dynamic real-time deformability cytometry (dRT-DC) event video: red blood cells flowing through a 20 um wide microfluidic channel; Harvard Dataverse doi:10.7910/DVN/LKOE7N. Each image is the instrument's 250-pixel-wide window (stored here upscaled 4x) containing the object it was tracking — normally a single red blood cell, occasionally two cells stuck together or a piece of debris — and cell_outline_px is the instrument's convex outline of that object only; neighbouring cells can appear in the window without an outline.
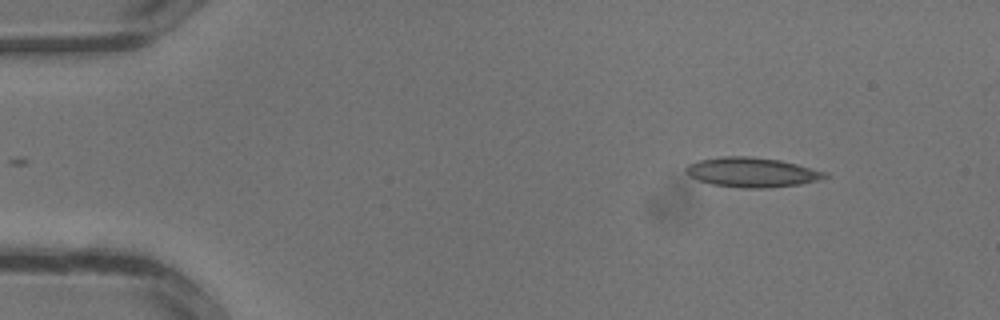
{"species": "common noctule bat (a hibernating species)", "species_latin": "Nyctalus noctula", "temperature_condition": "warm", "stored_images_in_passage": 11, "camera_frame_rate_fps": 3000, "um_per_image_px": 0.085, "animal": {"sex": "male", "body_mass_g": 13.3}, "frame": {"image": 1, "passage_image": 1, "time_ms": 0.0, "image_size_px": [1000, 320], "cell_outline_px": [[828, 176], [816, 180], [800, 184], [768, 188], [744, 188], [712, 184], [696, 180], [688, 176], [684, 172], [684, 168], [688, 164], [700, 160], [724, 156], [748, 156], [780, 160], [828, 172]], "centroid_in_image_um": [63.86, 14.64], "position_along_channel_um": 21.1, "area_um2": 24.04}}
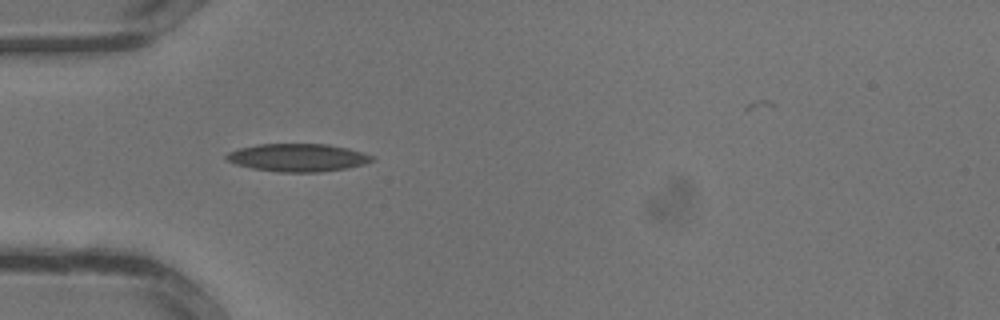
{"frame": {"image": 2, "passage_image": 7, "time_ms": 2.0, "image_size_px": [1000, 320], "cell_outline_px": [[376, 160], [364, 164], [348, 168], [320, 172], [280, 172], [252, 168], [236, 164], [228, 160], [224, 156], [228, 152], [240, 148], [260, 144], [328, 144], [348, 148], [372, 156]], "centroid_in_image_um": [25.33, 13.4], "position_along_channel_um": 59.7, "area_um2": 23.52}}
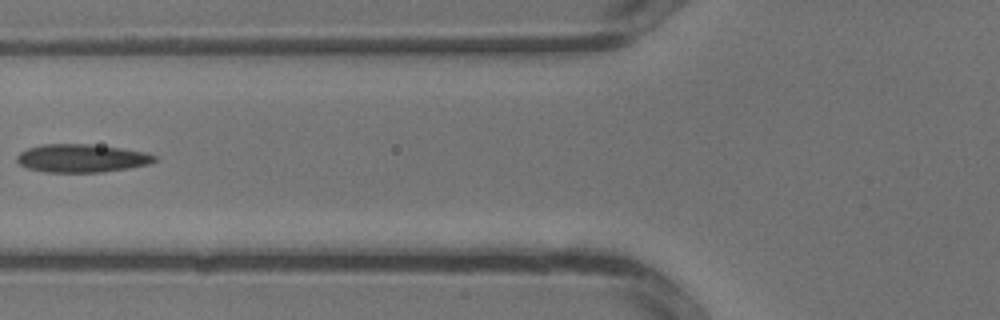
{"frame": {"image": 3, "passage_image": 10, "time_ms": 3.0, "image_size_px": [1000, 320], "cell_outline_px": [[160, 156], [152, 164], [128, 168], [100, 172], [48, 172], [28, 168], [20, 164], [16, 160], [16, 156], [20, 152], [28, 148], [44, 144], [88, 144], [120, 148], [144, 152]], "centroid_in_image_um": [6.98, 13.45], "position_along_channel_um": 118.8, "area_um2": 22.54}}